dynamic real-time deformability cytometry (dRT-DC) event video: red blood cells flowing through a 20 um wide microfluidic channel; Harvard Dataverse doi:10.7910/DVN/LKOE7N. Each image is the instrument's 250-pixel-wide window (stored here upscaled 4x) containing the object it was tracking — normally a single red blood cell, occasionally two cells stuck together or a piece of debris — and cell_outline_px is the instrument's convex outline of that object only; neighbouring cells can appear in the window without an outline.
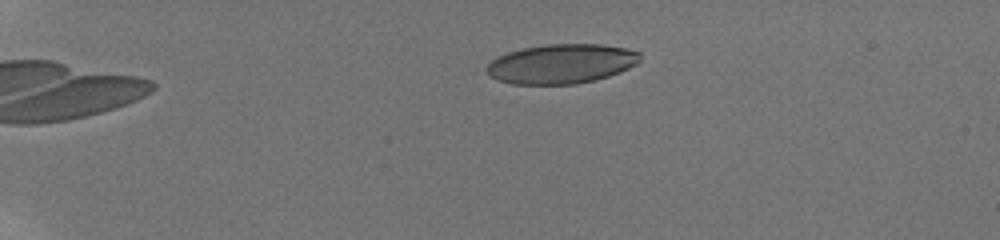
{"species": "human", "species_latin": "Homo sapiens", "temperature_condition": "room temperature", "stored_images_in_passage": 47, "camera_frame_rate_fps": 3000, "um_per_image_px": 0.085, "donor": {"sex": "male"}, "frame": {"image": 1, "passage_image": 5, "time_ms": 1.333, "image_size_px": [1000, 240], "cell_outline_px": [[640, 60], [636, 64], [620, 72], [596, 80], [576, 84], [512, 84], [488, 76], [484, 68], [492, 60], [508, 52], [524, 48], [548, 44], [600, 44], [624, 48], [640, 52]], "centroid_in_image_um": [47.71, 5.43], "position_along_channel_um": 37.3, "area_um2": 35.26}}
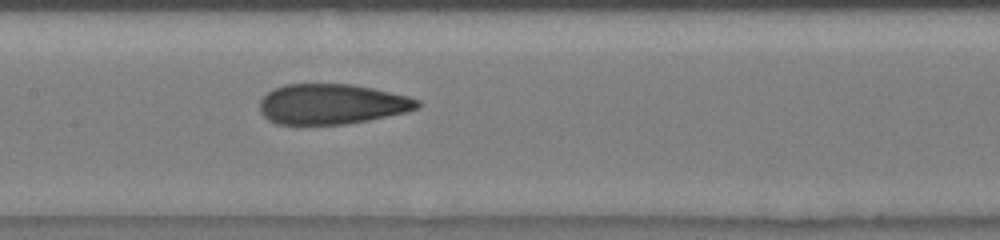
{"frame": {"image": 2, "passage_image": 23, "time_ms": 7.333, "image_size_px": [1000, 240], "cell_outline_px": [[420, 104], [416, 108], [404, 112], [368, 120], [344, 124], [276, 124], [268, 120], [260, 112], [260, 100], [268, 92], [284, 84], [352, 84], [372, 88], [408, 96], [420, 100]], "centroid_in_image_um": [28.17, 8.84], "position_along_channel_um": 179.2, "area_um2": 36.76}}
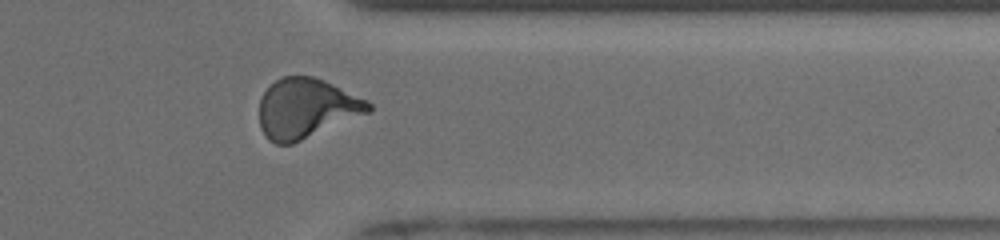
{"frame": {"image": 3, "passage_image": 39, "time_ms": 12.667, "image_size_px": [1000, 240], "cell_outline_px": [[372, 112], [292, 144], [276, 144], [268, 140], [264, 136], [260, 128], [260, 100], [264, 92], [276, 80], [284, 76], [312, 76], [324, 80], [368, 100], [372, 104]], "centroid_in_image_um": [26.06, 9.23], "position_along_channel_um": 385.3, "area_um2": 38.21}, "authors_computed_cell_mechanics": {"area_um2": 37.2232, "velocity_mm_per_s": 3.8913, "shape_relaxation_time_tau1_ms": 5.569, "shape_relaxation_time_tau2_ms": 0.9372, "deformation_change_tau1": 0.1993, "deformation_change_tau2": 0.0758}}